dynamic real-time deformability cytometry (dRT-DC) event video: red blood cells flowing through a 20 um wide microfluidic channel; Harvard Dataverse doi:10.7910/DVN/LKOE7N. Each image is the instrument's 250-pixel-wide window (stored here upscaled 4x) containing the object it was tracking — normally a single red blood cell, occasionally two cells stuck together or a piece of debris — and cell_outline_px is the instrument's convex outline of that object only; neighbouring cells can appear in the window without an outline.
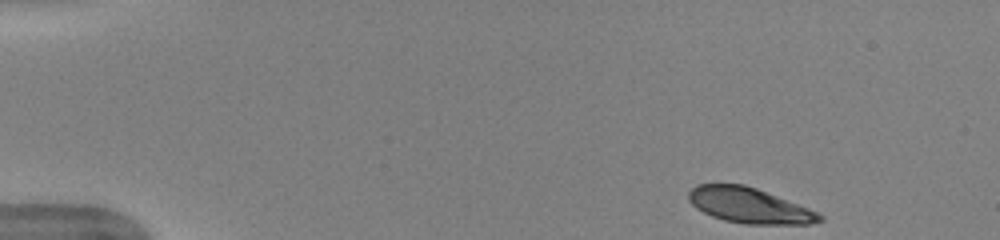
{"species": "human", "species_latin": "Homo sapiens", "temperature_condition": "warm", "stored_images_in_passage": 42, "camera_frame_rate_fps": 3000, "um_per_image_px": 0.085, "donor": {"sex": "female"}, "frame": {"image": 1, "passage_image": 1, "time_ms": 0.0, "image_size_px": [1000, 240], "cell_outline_px": [[824, 220], [808, 224], [744, 224], [724, 220], [712, 216], [696, 208], [688, 200], [688, 192], [696, 184], [744, 184], [756, 188], [808, 208], [824, 216]], "centroid_in_image_um": [63.66, 17.47], "position_along_channel_um": 21.3, "area_um2": 26.82}}
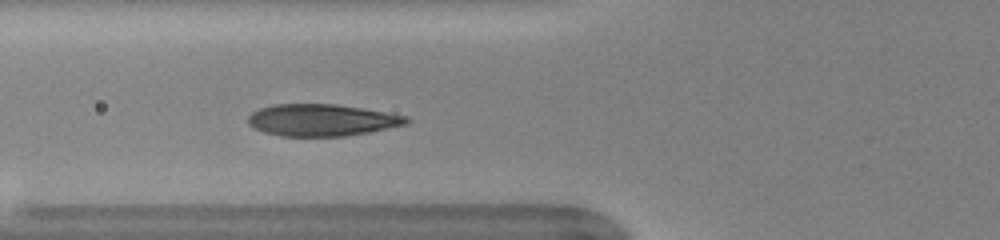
{"frame": {"image": 2, "passage_image": 15, "time_ms": 4.667, "image_size_px": [1000, 240], "cell_outline_px": [[412, 120], [408, 124], [368, 132], [344, 136], [280, 136], [264, 132], [252, 128], [248, 124], [248, 116], [252, 112], [260, 108], [272, 104], [336, 104], [408, 116]], "centroid_in_image_um": [27.33, 10.21], "position_along_channel_um": 98.5, "area_um2": 29.48}}
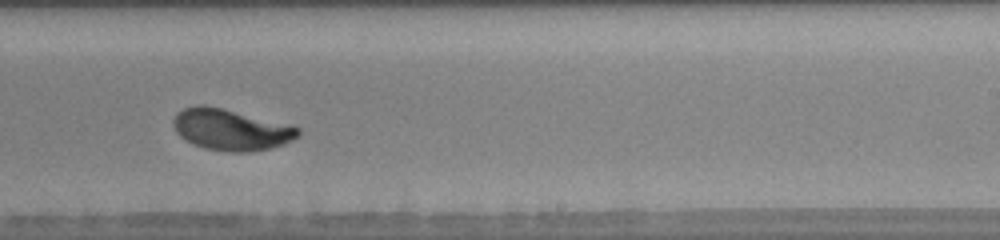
{"frame": {"image": 3, "passage_image": 28, "time_ms": 9.0, "image_size_px": [1000, 240], "cell_outline_px": [[300, 132], [292, 140], [284, 144], [268, 148], [248, 152], [228, 152], [204, 148], [192, 144], [180, 136], [176, 132], [172, 124], [172, 120], [176, 112], [184, 108], [196, 104], [204, 104], [292, 124], [300, 128]], "centroid_in_image_um": [19.6, 11.0], "position_along_channel_um": 269.4, "area_um2": 30.29}, "authors_computed_cell_mechanics": {"area_um2": 29.2179, "velocity_mm_per_s": 3.9478, "shape_relaxation_time_tau1_ms": 2.7518, "shape_relaxation_time_tau2_ms": null, "deformation_change_tau1": 0.1591, "deformation_change_tau2": null}}